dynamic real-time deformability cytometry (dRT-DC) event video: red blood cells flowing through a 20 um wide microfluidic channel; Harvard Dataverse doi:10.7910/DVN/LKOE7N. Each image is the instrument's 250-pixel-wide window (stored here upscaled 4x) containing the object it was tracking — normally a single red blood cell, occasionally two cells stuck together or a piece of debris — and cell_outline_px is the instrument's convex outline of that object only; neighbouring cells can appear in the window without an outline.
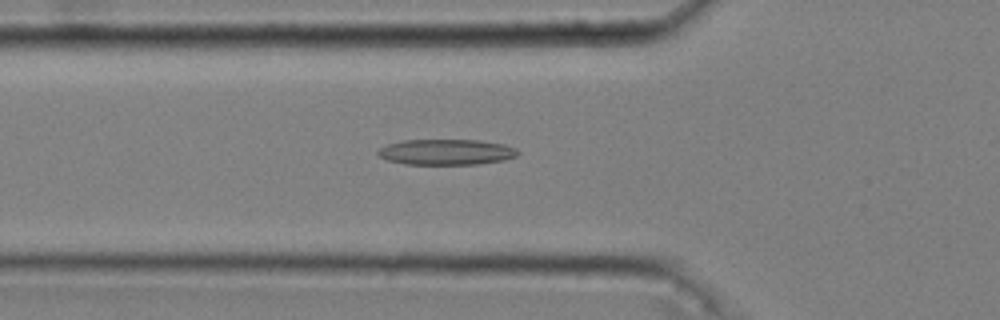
{"species": "common noctule bat (a hibernating species)", "species_latin": "Nyctalus noctula", "temperature_condition": "cold", "stored_images_in_passage": 51, "camera_frame_rate_fps": 3000, "um_per_image_px": 0.085, "animal": {"sex": "male", "body_mass_g": 20.4}, "frame": {"image": 1, "passage_image": 18, "time_ms": 5.667, "image_size_px": [1000, 320], "cell_outline_px": [[520, 152], [516, 156], [504, 160], [476, 164], [404, 164], [388, 160], [380, 156], [376, 152], [380, 148], [388, 144], [404, 140], [480, 140], [504, 144], [516, 148]], "centroid_in_image_um": [37.95, 12.92], "position_along_channel_um": 87.8, "area_um2": 20.87}}
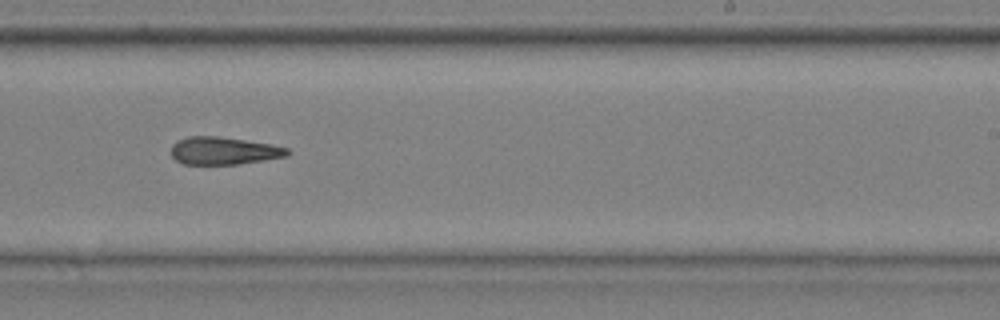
{"frame": {"image": 2, "passage_image": 33, "time_ms": 10.667, "image_size_px": [1000, 320], "cell_outline_px": [[292, 152], [288, 156], [264, 160], [236, 164], [184, 164], [176, 160], [172, 156], [172, 144], [176, 140], [188, 136], [216, 136], [244, 140], [268, 144], [288, 148]], "centroid_in_image_um": [19.01, 12.81], "position_along_channel_um": 270.0, "area_um2": 18.61}}
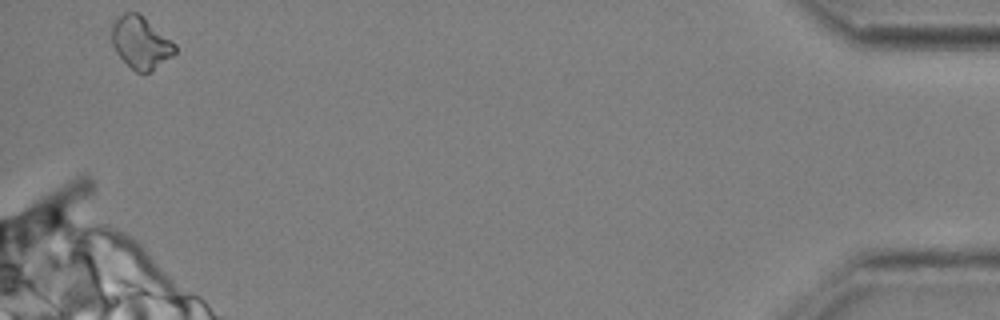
{"frame": {"image": 3, "passage_image": 51, "time_ms": 16.667, "image_size_px": [1000, 320], "cell_outline_px": [[176, 52], [172, 56], [152, 72], [136, 72], [116, 52], [112, 44], [112, 24], [124, 12], [140, 12], [172, 40], [176, 44]], "centroid_in_image_um": [11.99, 3.6], "position_along_channel_um": 423.2, "area_um2": 19.31}, "authors_computed_cell_mechanics": {"area_um2": 19.3052, "velocity_mm_per_s": 3.6383, "shape_relaxation_time_tau1_ms": null, "shape_relaxation_time_tau2_ms": 6.7871, "deformation_change_tau1": null, "deformation_change_tau2": 0.2056}}